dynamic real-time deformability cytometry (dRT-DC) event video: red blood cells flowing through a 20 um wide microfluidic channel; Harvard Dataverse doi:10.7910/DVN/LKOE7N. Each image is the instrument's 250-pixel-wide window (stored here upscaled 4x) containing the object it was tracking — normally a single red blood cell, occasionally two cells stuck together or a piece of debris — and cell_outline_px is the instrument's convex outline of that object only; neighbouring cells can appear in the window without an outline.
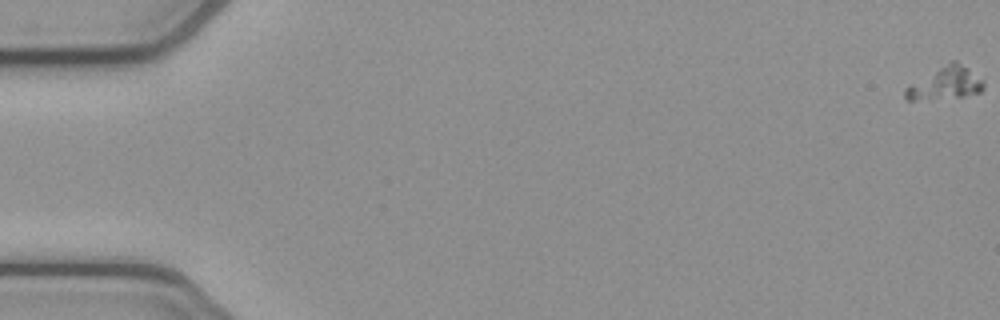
{"species": "common noctule bat (a hibernating species)", "species_latin": "Nyctalus noctula", "temperature_condition": "cold", "stored_images_in_passage": 55, "camera_frame_rate_fps": 3000, "um_per_image_px": 0.085, "animal": {"sex": "female", "body_mass_g": 21.9}, "frame": {"image": 1, "passage_image": 1, "time_ms": 0.0, "image_size_px": [1000, 320], "cell_outline_px": [[984, 88], [980, 92], [964, 96], [916, 100], [908, 100], [904, 96], [904, 88], [908, 84], [952, 60], [956, 60], [984, 80]], "centroid_in_image_um": [80.33, 7.08], "position_along_channel_um": 4.7, "area_um2": 14.8}}
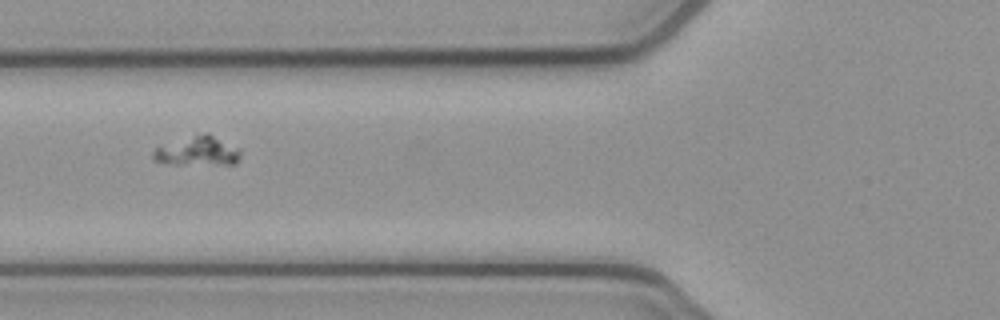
{"frame": {"image": 2, "passage_image": 22, "time_ms": 7.0, "image_size_px": [1000, 320], "cell_outline_px": [[240, 156], [236, 164], [176, 164], [152, 160], [152, 152], [156, 148], [196, 132], [208, 132], [240, 148]], "centroid_in_image_um": [16.82, 12.81], "position_along_channel_um": 109.0, "area_um2": 15.2}}
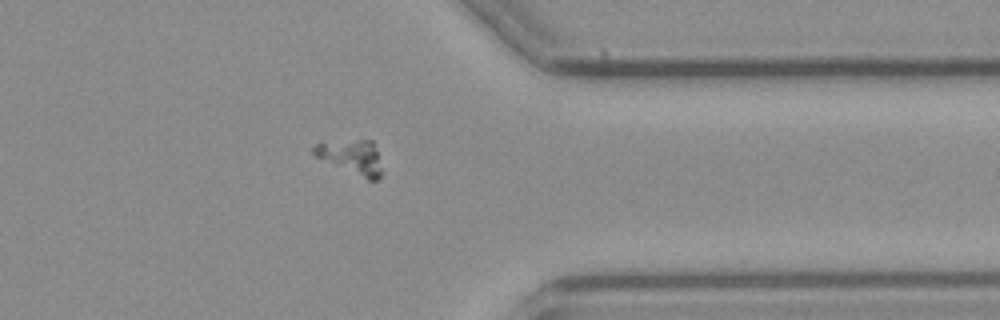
{"frame": {"image": 3, "passage_image": 44, "time_ms": 14.333, "image_size_px": [1000, 320], "cell_outline_px": [[384, 172], [376, 180], [368, 180], [316, 156], [312, 152], [312, 148], [320, 140], [372, 140]], "centroid_in_image_um": [29.87, 13.31], "position_along_channel_um": 381.5, "area_um2": 13.7}}